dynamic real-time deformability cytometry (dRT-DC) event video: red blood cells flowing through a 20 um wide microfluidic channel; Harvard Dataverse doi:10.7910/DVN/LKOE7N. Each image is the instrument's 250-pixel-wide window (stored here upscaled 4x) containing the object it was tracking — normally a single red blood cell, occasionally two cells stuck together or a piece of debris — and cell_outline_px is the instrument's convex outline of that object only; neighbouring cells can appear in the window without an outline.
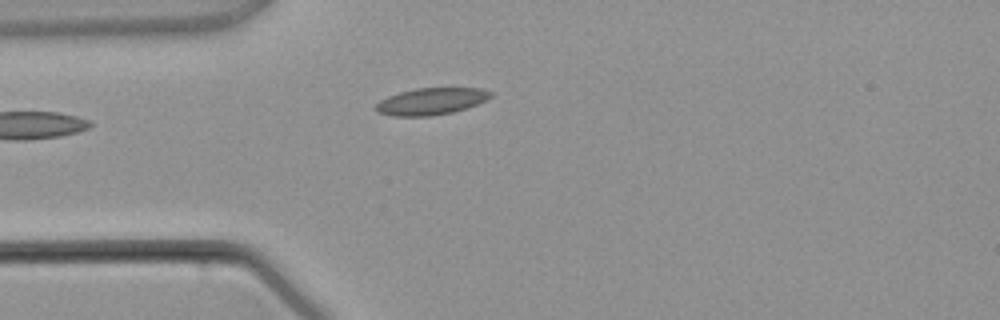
{"species": "common noctule bat (a hibernating species)", "species_latin": "Nyctalus noctula", "temperature_condition": "warm", "stored_images_in_passage": 1, "camera_frame_rate_fps": 3000, "um_per_image_px": 0.085, "animal": {"sex": "male", "body_mass_g": 21.5, "forearm_length_mm": 52.0}, "frame": {"image": 1, "passage_image": 1, "time_ms": 0.0, "image_size_px": [1000, 320], "cell_outline_px": [[492, 96], [468, 108], [452, 112], [432, 116], [392, 116], [376, 112], [376, 104], [380, 100], [388, 96], [400, 92], [416, 88], [480, 88], [492, 92]], "centroid_in_image_um": [36.63, 8.62], "position_along_channel_um": 48.4, "area_um2": 17.92}}